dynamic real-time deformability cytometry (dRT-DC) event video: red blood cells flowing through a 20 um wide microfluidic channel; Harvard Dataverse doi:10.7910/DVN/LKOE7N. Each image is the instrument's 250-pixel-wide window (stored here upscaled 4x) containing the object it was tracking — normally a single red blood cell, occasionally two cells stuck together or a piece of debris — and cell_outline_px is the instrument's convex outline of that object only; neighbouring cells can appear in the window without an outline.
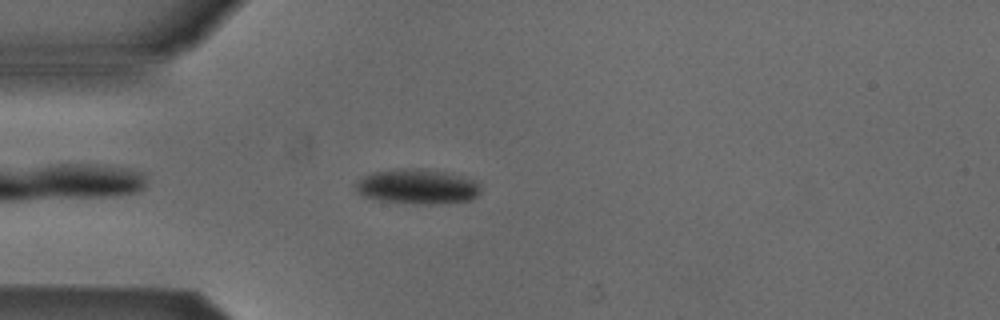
{"species": "Egyptian fruit bat (a non-hibernating species)", "species_latin": "Rousettus aegyptiacus", "temperature_condition": "cold", "stored_images_in_passage": 43, "camera_frame_rate_fps": 3000, "um_per_image_px": 0.085, "animal": {"sex": "male"}, "frame": {"image": 1, "passage_image": 4, "time_ms": 1.0, "image_size_px": [1000, 320], "cell_outline_px": [[480, 192], [472, 200], [432, 204], [416, 204], [380, 200], [360, 196], [356, 192], [352, 184], [364, 176], [372, 172], [400, 168], [424, 168], [444, 172], [460, 176], [472, 180], [480, 184]], "centroid_in_image_um": [35.41, 15.85], "position_along_channel_um": 49.6, "area_um2": 25.66}}
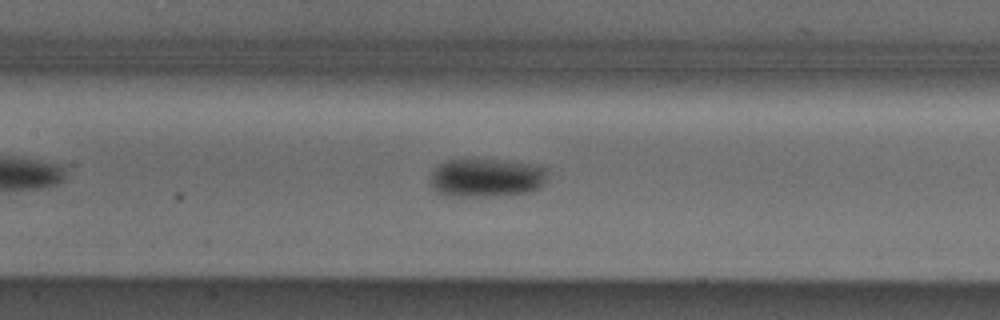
{"frame": {"image": 2, "passage_image": 14, "time_ms": 4.333, "image_size_px": [1000, 320], "cell_outline_px": [[548, 172], [544, 184], [540, 188], [528, 192], [492, 196], [444, 196], [436, 192], [432, 184], [432, 172], [440, 164], [448, 160], [460, 156], [476, 156], [532, 164], [548, 168]], "centroid_in_image_um": [41.35, 15.05], "position_along_channel_um": 166.1, "area_um2": 27.34}}
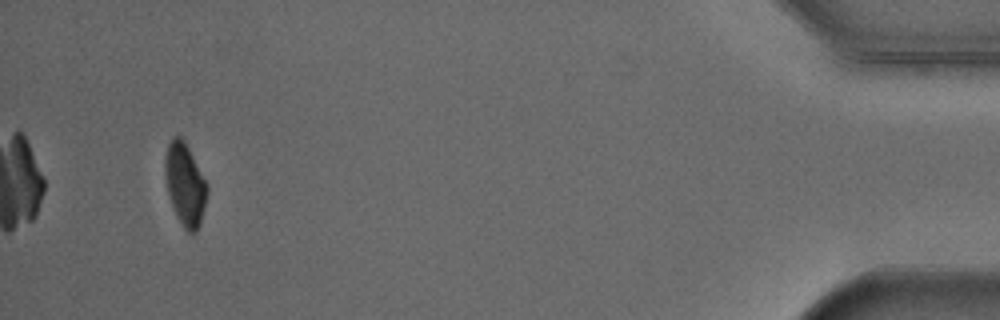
{"frame": {"image": 3, "passage_image": 40, "time_ms": 13.0, "image_size_px": [1000, 320], "cell_outline_px": [[208, 192], [200, 224], [196, 232], [188, 232], [184, 228], [176, 216], [168, 196], [164, 176], [164, 156], [168, 144], [172, 136], [180, 136], [184, 140], [208, 184]], "centroid_in_image_um": [15.71, 15.66], "position_along_channel_um": 419.5, "area_um2": 20.46}, "authors_computed_cell_mechanics": {"area_um2": 23.987, "velocity_mm_per_s": 3.8436, "shape_relaxation_time_tau1_ms": 5.7648, "shape_relaxation_time_tau2_ms": null, "deformation_change_tau1": 0.1091, "deformation_change_tau2": null}}